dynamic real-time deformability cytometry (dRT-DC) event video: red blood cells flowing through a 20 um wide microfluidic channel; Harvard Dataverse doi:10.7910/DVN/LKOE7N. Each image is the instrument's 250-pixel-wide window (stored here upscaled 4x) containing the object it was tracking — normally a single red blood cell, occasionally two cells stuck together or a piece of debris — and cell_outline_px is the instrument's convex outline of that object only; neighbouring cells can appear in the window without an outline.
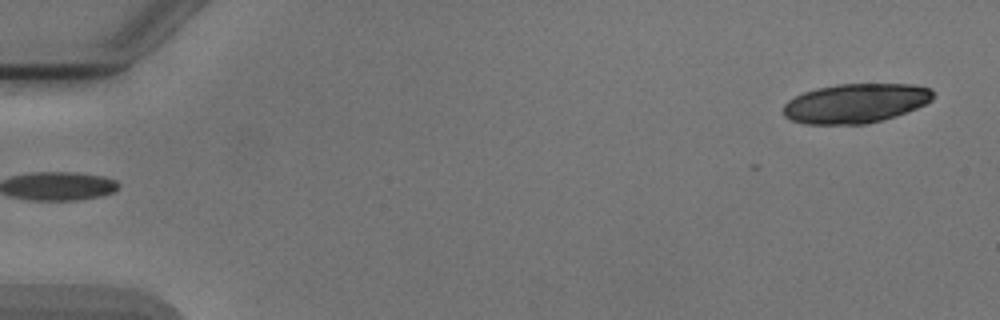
{"species": "Egyptian fruit bat (a non-hibernating species)", "species_latin": "Rousettus aegyptiacus", "temperature_condition": "cold", "stored_images_in_passage": 5, "segment_of_instrument_passage": [2, 2], "camera_frame_rate_fps": 3000, "um_per_image_px": 0.085, "animal": {"sex": "male"}, "frame": {"image": 1, "passage_image": 5, "time_ms": 4.667, "image_size_px": [1000, 320], "cell_outline_px": [[936, 96], [932, 100], [916, 108], [896, 116], [864, 124], [804, 124], [792, 120], [784, 116], [784, 104], [788, 100], [804, 92], [816, 88], [836, 84], [912, 84], [932, 88]], "centroid_in_image_um": [72.74, 8.77], "position_along_channel_um": 12.3, "area_um2": 34.45}}